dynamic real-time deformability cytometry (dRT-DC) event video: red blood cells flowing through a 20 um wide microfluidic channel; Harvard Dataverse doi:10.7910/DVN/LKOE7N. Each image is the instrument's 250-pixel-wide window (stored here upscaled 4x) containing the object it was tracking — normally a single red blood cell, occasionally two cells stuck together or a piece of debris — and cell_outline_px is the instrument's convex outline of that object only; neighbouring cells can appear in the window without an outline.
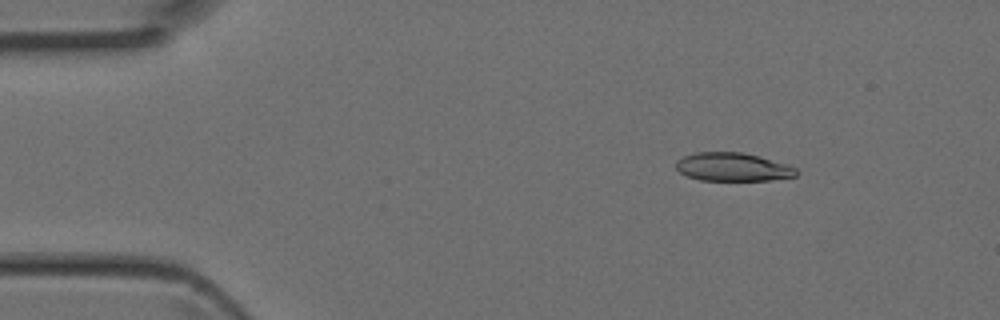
{"species": "Egyptian fruit bat (a non-hibernating species)", "species_latin": "Rousettus aegyptiacus", "temperature_condition": "room temperature", "stored_images_in_passage": 4, "camera_frame_rate_fps": 3000, "um_per_image_px": 0.085, "animal": {"sex": "female"}, "frame": {"image": 1, "passage_image": 2, "time_ms": 0.333, "image_size_px": [1000, 320], "cell_outline_px": [[800, 172], [796, 176], [772, 180], [700, 180], [688, 176], [680, 172], [676, 168], [676, 160], [684, 156], [696, 152], [744, 152], [760, 156], [788, 164], [796, 168]], "centroid_in_image_um": [62.32, 14.19], "position_along_channel_um": 22.7, "area_um2": 20.06}}